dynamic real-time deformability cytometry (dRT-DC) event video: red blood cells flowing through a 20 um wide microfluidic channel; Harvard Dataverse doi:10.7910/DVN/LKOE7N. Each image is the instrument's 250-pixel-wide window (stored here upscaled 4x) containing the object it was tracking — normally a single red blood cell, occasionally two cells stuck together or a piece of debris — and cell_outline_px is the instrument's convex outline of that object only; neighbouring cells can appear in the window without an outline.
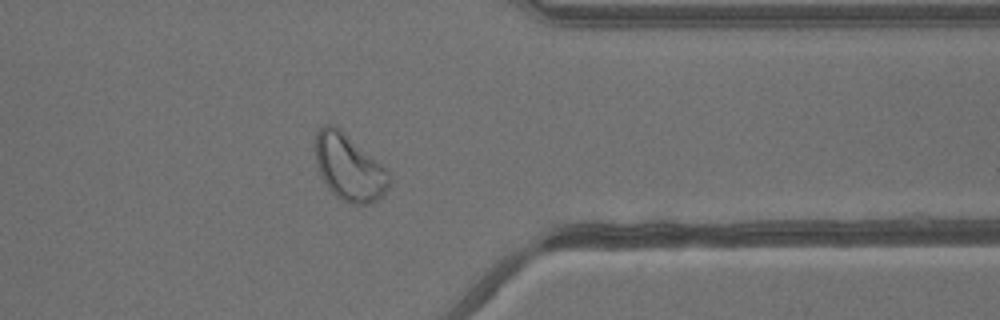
{"species": "common noctule bat (a hibernating species)", "species_latin": "Nyctalus noctula", "temperature_condition": "warm", "stored_images_in_passage": 29, "camera_frame_rate_fps": 3000, "um_per_image_px": 0.085, "animal": {"sex": "male", "body_mass_g": 13.3}, "frame": {"image": 1, "passage_image": 29, "time_ms": 9.333, "image_size_px": [1000, 320], "cell_outline_px": [[392, 180], [388, 188], [380, 200], [368, 204], [352, 204], [340, 200], [328, 188], [320, 172], [316, 160], [312, 144], [316, 132], [324, 124], [332, 124], [340, 128], [380, 164], [388, 172]], "centroid_in_image_um": [29.65, 14.23], "position_along_channel_um": 381.8, "area_um2": 28.73}}